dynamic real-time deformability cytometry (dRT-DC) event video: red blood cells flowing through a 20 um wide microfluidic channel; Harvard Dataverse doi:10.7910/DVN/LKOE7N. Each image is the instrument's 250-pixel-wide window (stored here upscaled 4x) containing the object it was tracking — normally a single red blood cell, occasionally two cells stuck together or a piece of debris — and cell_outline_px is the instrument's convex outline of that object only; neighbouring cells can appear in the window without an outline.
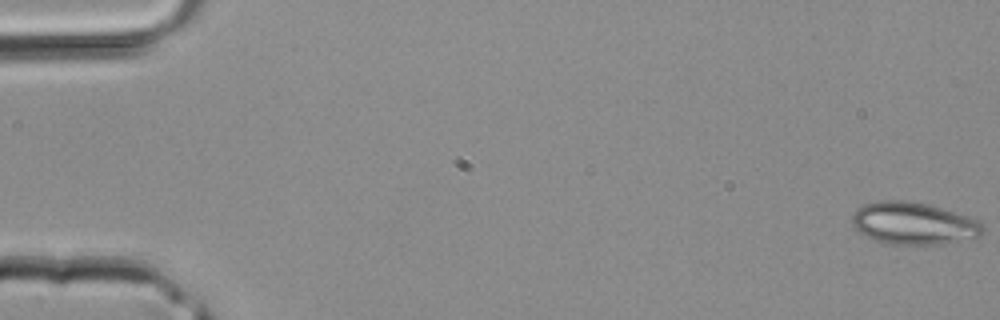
{"species": "common noctule bat (a hibernating species)", "species_latin": "Nyctalus noctula", "temperature_condition": "room temperature", "stored_images_in_passage": 43, "camera_frame_rate_fps": 3000, "um_per_image_px": 0.085, "animal": {"sex": "male", "body_mass_g": 20.4}, "frame": {"image": 1, "passage_image": 1, "time_ms": 0.0, "image_size_px": [1000, 320], "cell_outline_px": [[984, 232], [980, 236], [944, 244], [884, 244], [872, 240], [860, 232], [852, 224], [852, 216], [864, 204], [880, 200], [904, 200], [928, 204], [980, 220], [984, 228]], "centroid_in_image_um": [77.67, 19.0], "position_along_channel_um": 7.3, "area_um2": 32.19}}
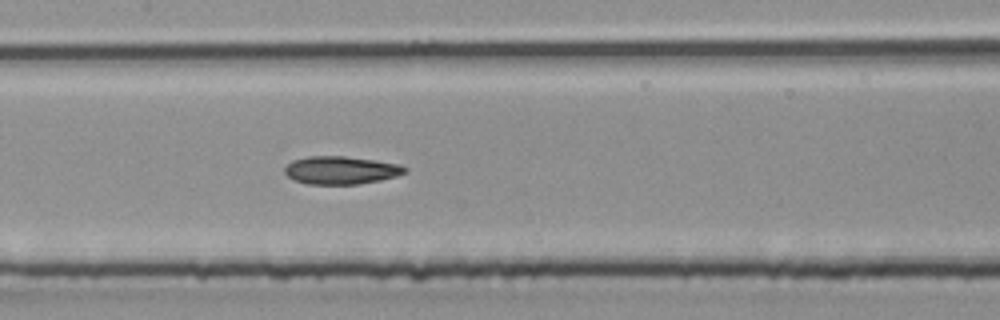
{"frame": {"image": 2, "passage_image": 21, "time_ms": 6.667, "image_size_px": [1000, 320], "cell_outline_px": [[408, 172], [396, 176], [380, 180], [360, 184], [308, 184], [292, 180], [284, 172], [284, 168], [292, 160], [308, 156], [344, 156], [376, 160], [400, 164], [408, 168]], "centroid_in_image_um": [28.99, 14.46], "position_along_channel_um": 178.4, "area_um2": 19.77}}
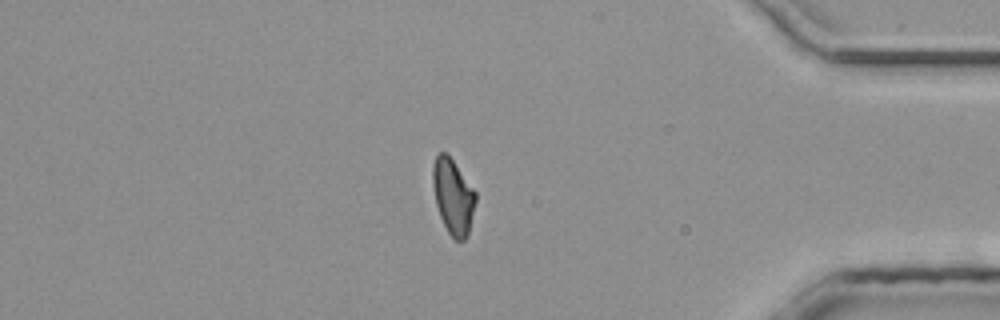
{"frame": {"image": 3, "passage_image": 36, "time_ms": 11.667, "image_size_px": [1000, 320], "cell_outline_px": [[476, 200], [468, 236], [464, 240], [456, 240], [448, 232], [440, 216], [436, 204], [432, 184], [432, 168], [436, 156], [440, 152], [444, 152], [452, 160], [476, 192]], "centroid_in_image_um": [38.51, 16.72], "position_along_channel_um": 396.7, "area_um2": 18.55}}